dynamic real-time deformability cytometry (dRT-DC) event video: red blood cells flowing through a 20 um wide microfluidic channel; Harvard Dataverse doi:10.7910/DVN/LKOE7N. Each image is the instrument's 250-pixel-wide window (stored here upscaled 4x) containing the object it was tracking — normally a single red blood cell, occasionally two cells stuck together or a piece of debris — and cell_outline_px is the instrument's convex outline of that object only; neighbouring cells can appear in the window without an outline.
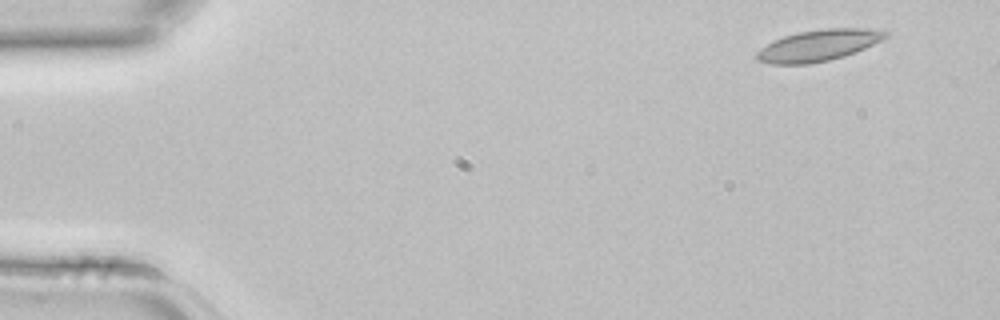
{"species": "common noctule bat (a hibernating species)", "species_latin": "Nyctalus noctula", "temperature_condition": "room temperature", "stored_images_in_passage": 4, "camera_frame_rate_fps": 3000, "um_per_image_px": 0.085, "animal": {"sex": "female", "body_mass_g": 22.7, "forearm_length_mm": 54.2}, "frame": {"image": 1, "passage_image": 1, "time_ms": 0.0, "image_size_px": [1000, 320], "cell_outline_px": [[888, 36], [864, 48], [844, 56], [828, 60], [808, 64], [772, 64], [756, 60], [756, 52], [760, 48], [784, 36], [800, 32], [824, 28], [860, 28], [888, 32]], "centroid_in_image_um": [69.52, 3.87], "position_along_channel_um": 15.5, "area_um2": 23.06}}